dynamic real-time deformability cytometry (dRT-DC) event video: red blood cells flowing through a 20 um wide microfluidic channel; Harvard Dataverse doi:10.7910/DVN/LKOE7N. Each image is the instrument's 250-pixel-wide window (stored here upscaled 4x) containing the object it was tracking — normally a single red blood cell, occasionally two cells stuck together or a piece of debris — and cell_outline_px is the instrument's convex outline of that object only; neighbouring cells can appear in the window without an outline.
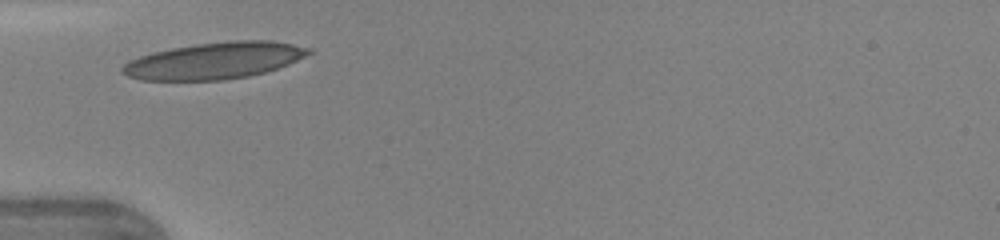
{"species": "human", "species_latin": "Homo sapiens", "temperature_condition": "warm", "stored_images_in_passage": 30, "camera_frame_rate_fps": 3000, "um_per_image_px": 0.085, "donor": {"sex": "female"}, "frame": {"image": 1, "passage_image": 1, "time_ms": 0.0, "image_size_px": [1000, 240], "cell_outline_px": [[312, 52], [288, 64], [264, 72], [248, 76], [224, 80], [140, 80], [128, 76], [120, 72], [120, 68], [124, 64], [140, 56], [152, 52], [172, 48], [196, 44], [236, 40], [272, 40], [312, 48]], "centroid_in_image_um": [18.21, 5.15], "position_along_channel_um": 66.8, "area_um2": 39.54}, "authors_computed_cell_mechanics": {"area_um2": 37.2232, "velocity_mm_per_s": 4.3609, "shape_relaxation_time_tau1_ms": 4.7632, "shape_relaxation_time_tau2_ms": null, "deformation_change_tau1": 0.147, "deformation_change_tau2": null}}